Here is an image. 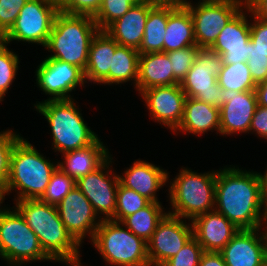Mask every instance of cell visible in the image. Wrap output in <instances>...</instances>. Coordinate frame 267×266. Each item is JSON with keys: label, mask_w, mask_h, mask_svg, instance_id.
Instances as JSON below:
<instances>
[{"label": "cell", "mask_w": 267, "mask_h": 266, "mask_svg": "<svg viewBox=\"0 0 267 266\" xmlns=\"http://www.w3.org/2000/svg\"><path fill=\"white\" fill-rule=\"evenodd\" d=\"M217 212L241 229H259L263 205L258 174L228 168L216 173Z\"/></svg>", "instance_id": "obj_1"}, {"label": "cell", "mask_w": 267, "mask_h": 266, "mask_svg": "<svg viewBox=\"0 0 267 266\" xmlns=\"http://www.w3.org/2000/svg\"><path fill=\"white\" fill-rule=\"evenodd\" d=\"M16 210L37 235L42 249L51 260L80 266L77 249L80 245L65 228L56 206L39 199H24L18 201Z\"/></svg>", "instance_id": "obj_2"}, {"label": "cell", "mask_w": 267, "mask_h": 266, "mask_svg": "<svg viewBox=\"0 0 267 266\" xmlns=\"http://www.w3.org/2000/svg\"><path fill=\"white\" fill-rule=\"evenodd\" d=\"M98 31L93 16L59 11L45 46L55 51L50 58L77 66L84 72L91 40Z\"/></svg>", "instance_id": "obj_3"}, {"label": "cell", "mask_w": 267, "mask_h": 266, "mask_svg": "<svg viewBox=\"0 0 267 266\" xmlns=\"http://www.w3.org/2000/svg\"><path fill=\"white\" fill-rule=\"evenodd\" d=\"M57 167L21 137L15 143L10 155L9 175L4 193L18 187L21 191L18 200L39 199Z\"/></svg>", "instance_id": "obj_4"}, {"label": "cell", "mask_w": 267, "mask_h": 266, "mask_svg": "<svg viewBox=\"0 0 267 266\" xmlns=\"http://www.w3.org/2000/svg\"><path fill=\"white\" fill-rule=\"evenodd\" d=\"M36 109L45 116L51 126L54 149L66 153L87 147L98 139L86 126L71 99H49L36 105Z\"/></svg>", "instance_id": "obj_5"}, {"label": "cell", "mask_w": 267, "mask_h": 266, "mask_svg": "<svg viewBox=\"0 0 267 266\" xmlns=\"http://www.w3.org/2000/svg\"><path fill=\"white\" fill-rule=\"evenodd\" d=\"M109 263L121 266H150L147 242L129 229L120 228L118 221L102 220L92 238Z\"/></svg>", "instance_id": "obj_6"}, {"label": "cell", "mask_w": 267, "mask_h": 266, "mask_svg": "<svg viewBox=\"0 0 267 266\" xmlns=\"http://www.w3.org/2000/svg\"><path fill=\"white\" fill-rule=\"evenodd\" d=\"M215 182V173L197 175L187 169L182 170L170 189L175 212L168 214L193 220L208 212L215 204Z\"/></svg>", "instance_id": "obj_7"}, {"label": "cell", "mask_w": 267, "mask_h": 266, "mask_svg": "<svg viewBox=\"0 0 267 266\" xmlns=\"http://www.w3.org/2000/svg\"><path fill=\"white\" fill-rule=\"evenodd\" d=\"M0 255L11 262L51 259L17 211H0Z\"/></svg>", "instance_id": "obj_8"}, {"label": "cell", "mask_w": 267, "mask_h": 266, "mask_svg": "<svg viewBox=\"0 0 267 266\" xmlns=\"http://www.w3.org/2000/svg\"><path fill=\"white\" fill-rule=\"evenodd\" d=\"M222 65V58L218 53L200 48L192 67L180 83L186 97L220 108L223 105V89L219 86L217 77Z\"/></svg>", "instance_id": "obj_9"}, {"label": "cell", "mask_w": 267, "mask_h": 266, "mask_svg": "<svg viewBox=\"0 0 267 266\" xmlns=\"http://www.w3.org/2000/svg\"><path fill=\"white\" fill-rule=\"evenodd\" d=\"M58 12L56 0H28L3 42L23 40L45 46Z\"/></svg>", "instance_id": "obj_10"}, {"label": "cell", "mask_w": 267, "mask_h": 266, "mask_svg": "<svg viewBox=\"0 0 267 266\" xmlns=\"http://www.w3.org/2000/svg\"><path fill=\"white\" fill-rule=\"evenodd\" d=\"M190 4L183 3L193 19L196 46L209 49L242 3H200L196 9Z\"/></svg>", "instance_id": "obj_11"}, {"label": "cell", "mask_w": 267, "mask_h": 266, "mask_svg": "<svg viewBox=\"0 0 267 266\" xmlns=\"http://www.w3.org/2000/svg\"><path fill=\"white\" fill-rule=\"evenodd\" d=\"M191 228L192 230L179 217L167 213L147 242L149 264L161 266L176 255L193 237V227Z\"/></svg>", "instance_id": "obj_12"}, {"label": "cell", "mask_w": 267, "mask_h": 266, "mask_svg": "<svg viewBox=\"0 0 267 266\" xmlns=\"http://www.w3.org/2000/svg\"><path fill=\"white\" fill-rule=\"evenodd\" d=\"M37 81L43 91L54 97L51 100H68L67 93L85 79L84 72L77 66L48 57L37 69Z\"/></svg>", "instance_id": "obj_13"}, {"label": "cell", "mask_w": 267, "mask_h": 266, "mask_svg": "<svg viewBox=\"0 0 267 266\" xmlns=\"http://www.w3.org/2000/svg\"><path fill=\"white\" fill-rule=\"evenodd\" d=\"M56 208L65 228L79 244L91 228L90 233L93 238L99 226V223L95 226L93 223L96 213L90 201L77 187H74Z\"/></svg>", "instance_id": "obj_14"}, {"label": "cell", "mask_w": 267, "mask_h": 266, "mask_svg": "<svg viewBox=\"0 0 267 266\" xmlns=\"http://www.w3.org/2000/svg\"><path fill=\"white\" fill-rule=\"evenodd\" d=\"M249 41L250 25L240 11L221 30L209 49L221 56L223 65L247 62Z\"/></svg>", "instance_id": "obj_15"}, {"label": "cell", "mask_w": 267, "mask_h": 266, "mask_svg": "<svg viewBox=\"0 0 267 266\" xmlns=\"http://www.w3.org/2000/svg\"><path fill=\"white\" fill-rule=\"evenodd\" d=\"M220 107V133L247 132L258 106L255 91L236 92L223 90Z\"/></svg>", "instance_id": "obj_16"}, {"label": "cell", "mask_w": 267, "mask_h": 266, "mask_svg": "<svg viewBox=\"0 0 267 266\" xmlns=\"http://www.w3.org/2000/svg\"><path fill=\"white\" fill-rule=\"evenodd\" d=\"M153 117L157 121L177 129L184 111L186 94L180 84L152 87L142 91Z\"/></svg>", "instance_id": "obj_17"}, {"label": "cell", "mask_w": 267, "mask_h": 266, "mask_svg": "<svg viewBox=\"0 0 267 266\" xmlns=\"http://www.w3.org/2000/svg\"><path fill=\"white\" fill-rule=\"evenodd\" d=\"M107 161L108 159L95 171L79 178L76 187L90 201L95 213L98 214L97 211L105 213L108 220L115 215L119 177L114 176L113 183L103 174L101 170L107 167Z\"/></svg>", "instance_id": "obj_18"}, {"label": "cell", "mask_w": 267, "mask_h": 266, "mask_svg": "<svg viewBox=\"0 0 267 266\" xmlns=\"http://www.w3.org/2000/svg\"><path fill=\"white\" fill-rule=\"evenodd\" d=\"M192 223L193 236L206 252H220L240 230L215 210L196 216Z\"/></svg>", "instance_id": "obj_19"}, {"label": "cell", "mask_w": 267, "mask_h": 266, "mask_svg": "<svg viewBox=\"0 0 267 266\" xmlns=\"http://www.w3.org/2000/svg\"><path fill=\"white\" fill-rule=\"evenodd\" d=\"M257 230L241 229L225 245L220 253L226 266H262L266 247L261 243L264 237L256 236Z\"/></svg>", "instance_id": "obj_20"}, {"label": "cell", "mask_w": 267, "mask_h": 266, "mask_svg": "<svg viewBox=\"0 0 267 266\" xmlns=\"http://www.w3.org/2000/svg\"><path fill=\"white\" fill-rule=\"evenodd\" d=\"M154 5L150 2L140 1L133 5L124 16L111 23L105 31L119 45L138 50L143 40L149 10Z\"/></svg>", "instance_id": "obj_21"}, {"label": "cell", "mask_w": 267, "mask_h": 266, "mask_svg": "<svg viewBox=\"0 0 267 266\" xmlns=\"http://www.w3.org/2000/svg\"><path fill=\"white\" fill-rule=\"evenodd\" d=\"M175 84L180 83L173 76L171 62L166 52L140 54L136 82L139 91Z\"/></svg>", "instance_id": "obj_22"}, {"label": "cell", "mask_w": 267, "mask_h": 266, "mask_svg": "<svg viewBox=\"0 0 267 266\" xmlns=\"http://www.w3.org/2000/svg\"><path fill=\"white\" fill-rule=\"evenodd\" d=\"M118 45L105 30H99L91 40L84 77L95 82L109 83V69Z\"/></svg>", "instance_id": "obj_23"}, {"label": "cell", "mask_w": 267, "mask_h": 266, "mask_svg": "<svg viewBox=\"0 0 267 266\" xmlns=\"http://www.w3.org/2000/svg\"><path fill=\"white\" fill-rule=\"evenodd\" d=\"M125 177H119V182L126 188L132 189L144 196L150 202H157L155 191L167 180L168 174L150 163L138 161L125 173Z\"/></svg>", "instance_id": "obj_24"}, {"label": "cell", "mask_w": 267, "mask_h": 266, "mask_svg": "<svg viewBox=\"0 0 267 266\" xmlns=\"http://www.w3.org/2000/svg\"><path fill=\"white\" fill-rule=\"evenodd\" d=\"M107 151L102 143L97 139L91 145L65 153V162L57 165L69 177L77 181L79 178L95 171L107 159ZM67 167V168H66Z\"/></svg>", "instance_id": "obj_25"}, {"label": "cell", "mask_w": 267, "mask_h": 266, "mask_svg": "<svg viewBox=\"0 0 267 266\" xmlns=\"http://www.w3.org/2000/svg\"><path fill=\"white\" fill-rule=\"evenodd\" d=\"M177 128L194 134L213 130L212 128L220 131V108L192 97H186L183 118Z\"/></svg>", "instance_id": "obj_26"}, {"label": "cell", "mask_w": 267, "mask_h": 266, "mask_svg": "<svg viewBox=\"0 0 267 266\" xmlns=\"http://www.w3.org/2000/svg\"><path fill=\"white\" fill-rule=\"evenodd\" d=\"M193 19L189 10L182 4L168 16L164 37V52L195 46Z\"/></svg>", "instance_id": "obj_27"}, {"label": "cell", "mask_w": 267, "mask_h": 266, "mask_svg": "<svg viewBox=\"0 0 267 266\" xmlns=\"http://www.w3.org/2000/svg\"><path fill=\"white\" fill-rule=\"evenodd\" d=\"M176 7V5H154L149 10L143 40L138 49L140 54L164 52L168 16Z\"/></svg>", "instance_id": "obj_28"}, {"label": "cell", "mask_w": 267, "mask_h": 266, "mask_svg": "<svg viewBox=\"0 0 267 266\" xmlns=\"http://www.w3.org/2000/svg\"><path fill=\"white\" fill-rule=\"evenodd\" d=\"M165 215L166 213H162L159 202H150L136 213L125 217L121 223L126 225L137 237L148 242L156 230L158 223Z\"/></svg>", "instance_id": "obj_29"}, {"label": "cell", "mask_w": 267, "mask_h": 266, "mask_svg": "<svg viewBox=\"0 0 267 266\" xmlns=\"http://www.w3.org/2000/svg\"><path fill=\"white\" fill-rule=\"evenodd\" d=\"M140 53L137 49L118 45L109 69V83H121L133 79L137 82Z\"/></svg>", "instance_id": "obj_30"}, {"label": "cell", "mask_w": 267, "mask_h": 266, "mask_svg": "<svg viewBox=\"0 0 267 266\" xmlns=\"http://www.w3.org/2000/svg\"><path fill=\"white\" fill-rule=\"evenodd\" d=\"M217 82L223 90L236 92L255 91L257 85L246 62L222 65Z\"/></svg>", "instance_id": "obj_31"}, {"label": "cell", "mask_w": 267, "mask_h": 266, "mask_svg": "<svg viewBox=\"0 0 267 266\" xmlns=\"http://www.w3.org/2000/svg\"><path fill=\"white\" fill-rule=\"evenodd\" d=\"M149 203L150 201L144 196H141L132 189L124 187L119 182L115 215L110 219L121 222L125 217L136 213Z\"/></svg>", "instance_id": "obj_32"}, {"label": "cell", "mask_w": 267, "mask_h": 266, "mask_svg": "<svg viewBox=\"0 0 267 266\" xmlns=\"http://www.w3.org/2000/svg\"><path fill=\"white\" fill-rule=\"evenodd\" d=\"M74 187H76V181L57 167L39 200L57 206Z\"/></svg>", "instance_id": "obj_33"}, {"label": "cell", "mask_w": 267, "mask_h": 266, "mask_svg": "<svg viewBox=\"0 0 267 266\" xmlns=\"http://www.w3.org/2000/svg\"><path fill=\"white\" fill-rule=\"evenodd\" d=\"M142 0H102L97 13L93 16L99 30H105L116 19Z\"/></svg>", "instance_id": "obj_34"}, {"label": "cell", "mask_w": 267, "mask_h": 266, "mask_svg": "<svg viewBox=\"0 0 267 266\" xmlns=\"http://www.w3.org/2000/svg\"><path fill=\"white\" fill-rule=\"evenodd\" d=\"M199 49L200 48L195 45L166 53L171 62L173 76L179 83H181L192 67L195 61L196 53Z\"/></svg>", "instance_id": "obj_35"}, {"label": "cell", "mask_w": 267, "mask_h": 266, "mask_svg": "<svg viewBox=\"0 0 267 266\" xmlns=\"http://www.w3.org/2000/svg\"><path fill=\"white\" fill-rule=\"evenodd\" d=\"M203 252L202 246L193 236L176 255L169 258L161 266H199Z\"/></svg>", "instance_id": "obj_36"}, {"label": "cell", "mask_w": 267, "mask_h": 266, "mask_svg": "<svg viewBox=\"0 0 267 266\" xmlns=\"http://www.w3.org/2000/svg\"><path fill=\"white\" fill-rule=\"evenodd\" d=\"M5 46L4 42L0 44V100L14 79L19 62L17 55Z\"/></svg>", "instance_id": "obj_37"}, {"label": "cell", "mask_w": 267, "mask_h": 266, "mask_svg": "<svg viewBox=\"0 0 267 266\" xmlns=\"http://www.w3.org/2000/svg\"><path fill=\"white\" fill-rule=\"evenodd\" d=\"M20 139L19 135L12 134L11 131L0 134V185L5 186L10 165V155L15 143Z\"/></svg>", "instance_id": "obj_38"}, {"label": "cell", "mask_w": 267, "mask_h": 266, "mask_svg": "<svg viewBox=\"0 0 267 266\" xmlns=\"http://www.w3.org/2000/svg\"><path fill=\"white\" fill-rule=\"evenodd\" d=\"M255 19V24L250 25L249 56L267 57V21Z\"/></svg>", "instance_id": "obj_39"}, {"label": "cell", "mask_w": 267, "mask_h": 266, "mask_svg": "<svg viewBox=\"0 0 267 266\" xmlns=\"http://www.w3.org/2000/svg\"><path fill=\"white\" fill-rule=\"evenodd\" d=\"M28 0H0V33L4 36L14 25Z\"/></svg>", "instance_id": "obj_40"}, {"label": "cell", "mask_w": 267, "mask_h": 266, "mask_svg": "<svg viewBox=\"0 0 267 266\" xmlns=\"http://www.w3.org/2000/svg\"><path fill=\"white\" fill-rule=\"evenodd\" d=\"M60 12L94 16L102 0H56Z\"/></svg>", "instance_id": "obj_41"}, {"label": "cell", "mask_w": 267, "mask_h": 266, "mask_svg": "<svg viewBox=\"0 0 267 266\" xmlns=\"http://www.w3.org/2000/svg\"><path fill=\"white\" fill-rule=\"evenodd\" d=\"M247 65L252 79L256 84L267 79V57L260 55L249 56Z\"/></svg>", "instance_id": "obj_42"}, {"label": "cell", "mask_w": 267, "mask_h": 266, "mask_svg": "<svg viewBox=\"0 0 267 266\" xmlns=\"http://www.w3.org/2000/svg\"><path fill=\"white\" fill-rule=\"evenodd\" d=\"M252 129L257 131L259 136L267 138V107L257 106L252 117L249 131Z\"/></svg>", "instance_id": "obj_43"}, {"label": "cell", "mask_w": 267, "mask_h": 266, "mask_svg": "<svg viewBox=\"0 0 267 266\" xmlns=\"http://www.w3.org/2000/svg\"><path fill=\"white\" fill-rule=\"evenodd\" d=\"M245 4L256 18L267 21V0H246Z\"/></svg>", "instance_id": "obj_44"}, {"label": "cell", "mask_w": 267, "mask_h": 266, "mask_svg": "<svg viewBox=\"0 0 267 266\" xmlns=\"http://www.w3.org/2000/svg\"><path fill=\"white\" fill-rule=\"evenodd\" d=\"M199 266H226L220 252H206L201 255Z\"/></svg>", "instance_id": "obj_45"}, {"label": "cell", "mask_w": 267, "mask_h": 266, "mask_svg": "<svg viewBox=\"0 0 267 266\" xmlns=\"http://www.w3.org/2000/svg\"><path fill=\"white\" fill-rule=\"evenodd\" d=\"M255 93L258 105L267 107V79L256 85Z\"/></svg>", "instance_id": "obj_46"}, {"label": "cell", "mask_w": 267, "mask_h": 266, "mask_svg": "<svg viewBox=\"0 0 267 266\" xmlns=\"http://www.w3.org/2000/svg\"><path fill=\"white\" fill-rule=\"evenodd\" d=\"M267 172V171H266ZM266 175H260L258 173V177L260 180V188H261V197H262V202L263 204L265 203V212H264V217L263 219L266 220L267 218V173H265Z\"/></svg>", "instance_id": "obj_47"}, {"label": "cell", "mask_w": 267, "mask_h": 266, "mask_svg": "<svg viewBox=\"0 0 267 266\" xmlns=\"http://www.w3.org/2000/svg\"><path fill=\"white\" fill-rule=\"evenodd\" d=\"M142 1L150 2L155 5H176V6L182 5L185 2V0H142Z\"/></svg>", "instance_id": "obj_48"}, {"label": "cell", "mask_w": 267, "mask_h": 266, "mask_svg": "<svg viewBox=\"0 0 267 266\" xmlns=\"http://www.w3.org/2000/svg\"><path fill=\"white\" fill-rule=\"evenodd\" d=\"M201 3H241L239 0H203Z\"/></svg>", "instance_id": "obj_49"}, {"label": "cell", "mask_w": 267, "mask_h": 266, "mask_svg": "<svg viewBox=\"0 0 267 266\" xmlns=\"http://www.w3.org/2000/svg\"><path fill=\"white\" fill-rule=\"evenodd\" d=\"M4 187H2L1 185H0V203H2L1 201L3 200V196H4ZM1 211V210H0Z\"/></svg>", "instance_id": "obj_50"}, {"label": "cell", "mask_w": 267, "mask_h": 266, "mask_svg": "<svg viewBox=\"0 0 267 266\" xmlns=\"http://www.w3.org/2000/svg\"><path fill=\"white\" fill-rule=\"evenodd\" d=\"M267 219V218H266ZM267 221V220H266ZM264 240H265V247H266V257H267V232L265 233V235H263Z\"/></svg>", "instance_id": "obj_51"}, {"label": "cell", "mask_w": 267, "mask_h": 266, "mask_svg": "<svg viewBox=\"0 0 267 266\" xmlns=\"http://www.w3.org/2000/svg\"><path fill=\"white\" fill-rule=\"evenodd\" d=\"M262 266H267V257L264 259Z\"/></svg>", "instance_id": "obj_52"}, {"label": "cell", "mask_w": 267, "mask_h": 266, "mask_svg": "<svg viewBox=\"0 0 267 266\" xmlns=\"http://www.w3.org/2000/svg\"><path fill=\"white\" fill-rule=\"evenodd\" d=\"M3 42V35L0 33V44Z\"/></svg>", "instance_id": "obj_53"}]
</instances>
